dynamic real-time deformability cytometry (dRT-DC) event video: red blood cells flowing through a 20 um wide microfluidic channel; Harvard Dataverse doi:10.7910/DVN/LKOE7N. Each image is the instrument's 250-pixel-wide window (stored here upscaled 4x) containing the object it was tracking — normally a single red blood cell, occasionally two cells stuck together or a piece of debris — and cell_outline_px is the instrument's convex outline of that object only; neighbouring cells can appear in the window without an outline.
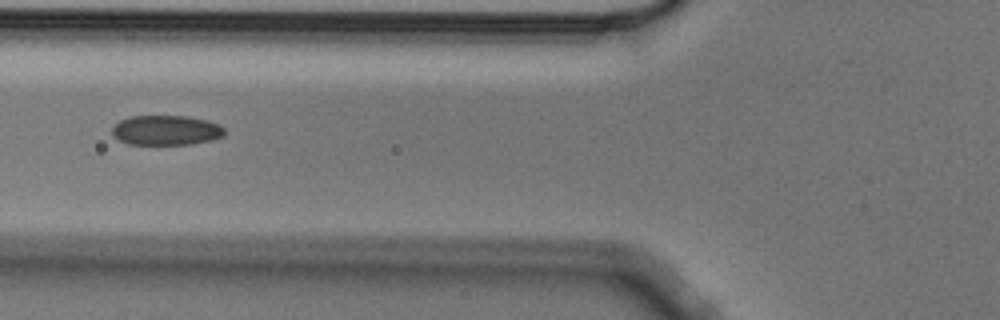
{"species": "Egyptian fruit bat (a non-hibernating species)", "species_latin": "Rousettus aegyptiacus", "temperature_condition": "cold", "stored_images_in_passage": 6, "camera_frame_rate_fps": 3000, "um_per_image_px": 0.085, "animal": {"sex": "male"}, "frame": {"image": 1, "passage_image": 6, "time_ms": 1.667, "image_size_px": [1000, 320], "cell_outline_px": [[224, 136], [212, 140], [192, 144], [128, 144], [112, 136], [112, 128], [120, 120], [132, 116], [188, 116], [208, 120], [220, 124], [224, 128]], "centroid_in_image_um": [14.14, 11.07], "position_along_channel_um": 111.7, "area_um2": 19.65}}